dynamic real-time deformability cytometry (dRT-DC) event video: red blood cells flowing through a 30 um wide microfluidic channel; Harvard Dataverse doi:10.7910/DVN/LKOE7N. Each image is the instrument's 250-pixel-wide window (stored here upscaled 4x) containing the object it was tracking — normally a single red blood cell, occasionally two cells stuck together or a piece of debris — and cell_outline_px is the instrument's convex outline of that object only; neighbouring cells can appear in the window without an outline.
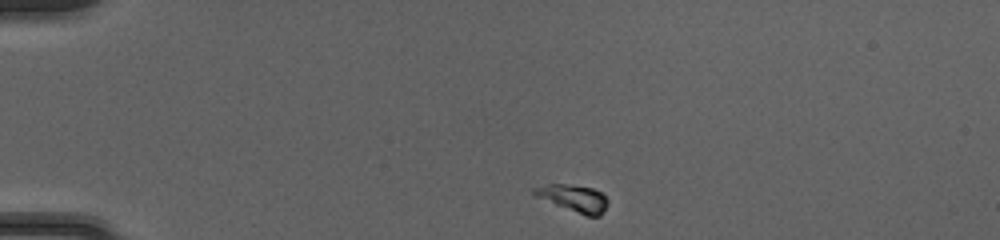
{"species": "common noctule bat (a hibernating species)", "species_latin": "Nyctalus noctula", "temperature_condition": "cold", "stored_images_in_passage": 41, "camera_frame_rate_fps": 3000, "um_per_image_px": 0.085, "animal": {"sex": "female", "body_mass_g": 20.0, "forearm_length_mm": 54.0}, "frame": {"image": 1, "passage_image": 1, "time_ms": 0.0, "image_size_px": [1000, 240], "cell_outline_px": [[608, 200], [600, 216], [588, 216], [532, 196], [532, 188], [548, 184], [564, 184], [592, 188], [600, 192]], "centroid_in_image_um": [48.68, 16.83], "position_along_channel_um": 36.3, "area_um2": 11.39}}
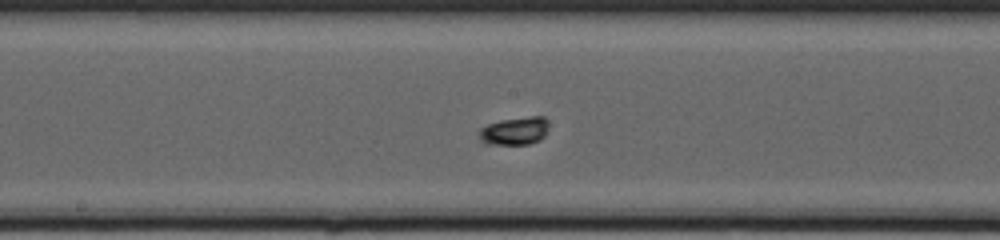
{"frame": {"image": 2, "passage_image": 18, "time_ms": 5.667, "image_size_px": [1000, 240], "cell_outline_px": [[548, 128], [544, 136], [540, 140], [528, 144], [484, 144], [480, 140], [480, 128], [488, 124], [500, 120], [532, 116], [544, 116], [548, 120]], "centroid_in_image_um": [43.76, 11.12], "position_along_channel_um": 204.4, "area_um2": 11.39}}
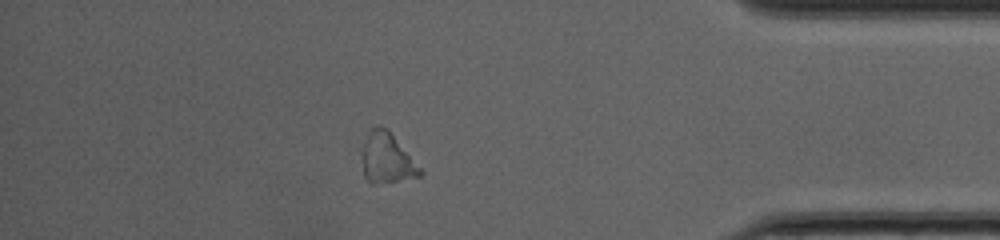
{"frame": {"image": 3, "passage_image": 35, "time_ms": 11.333, "image_size_px": [1000, 240], "cell_outline_px": [[424, 172], [420, 176], [372, 184], [364, 176], [364, 144], [368, 132], [376, 124], [380, 124], [388, 128]], "centroid_in_image_um": [32.91, 13.4], "position_along_channel_um": 402.3, "area_um2": 16.59}}